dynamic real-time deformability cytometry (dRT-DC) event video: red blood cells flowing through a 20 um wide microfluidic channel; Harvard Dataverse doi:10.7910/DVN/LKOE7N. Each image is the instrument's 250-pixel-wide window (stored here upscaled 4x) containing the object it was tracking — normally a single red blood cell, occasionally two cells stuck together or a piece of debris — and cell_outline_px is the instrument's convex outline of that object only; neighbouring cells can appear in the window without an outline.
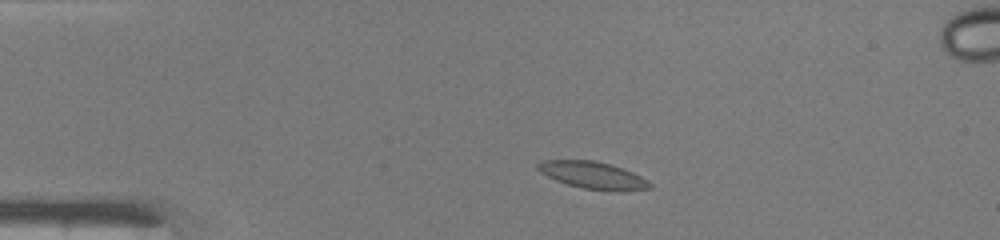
{"species": "common noctule bat (a hibernating species)", "species_latin": "Nyctalus noctula", "temperature_condition": "warm", "stored_images_in_passage": 47, "segment_of_instrument_passage": [1, 2], "camera_frame_rate_fps": 3000, "um_per_image_px": 0.085, "animal": {"sex": "male", "body_mass_g": 19.0, "forearm_length_mm": 50.8}, "frame": {"image": 1, "passage_image": 6, "time_ms": 1.667, "image_size_px": [1000, 240], "cell_outline_px": [[652, 188], [616, 192], [584, 188], [568, 184], [556, 180], [540, 172], [536, 168], [536, 164], [540, 160], [592, 160], [608, 164], [632, 172], [648, 180], [652, 184]], "centroid_in_image_um": [50.39, 14.9], "position_along_channel_um": 34.6, "area_um2": 17.63}}
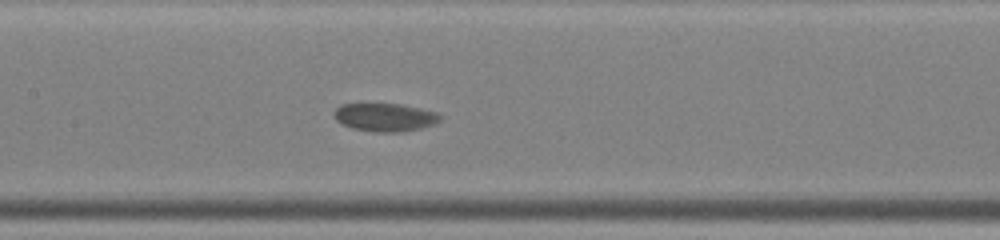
{"frame": {"image": 2, "passage_image": 20, "time_ms": 6.333, "image_size_px": [1000, 240], "cell_outline_px": [[440, 120], [432, 124], [420, 128], [400, 132], [376, 132], [352, 128], [336, 120], [332, 112], [340, 104], [400, 104], [420, 108], [436, 112], [440, 116]], "centroid_in_image_um": [32.68, 9.96], "position_along_channel_um": 174.7, "area_um2": 17.22}}
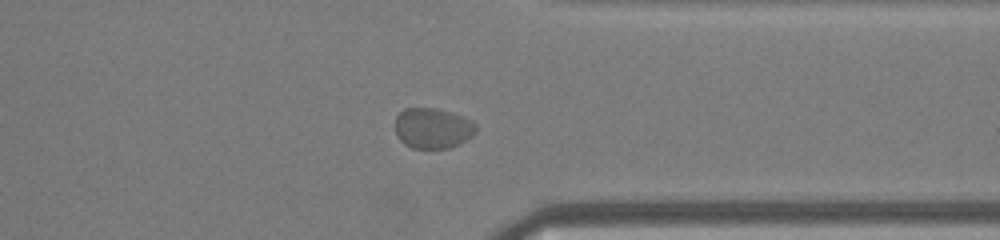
{"frame": {"image": 3, "passage_image": 35, "time_ms": 11.333, "image_size_px": [1000, 240], "cell_outline_px": [[476, 132], [472, 136], [452, 148], [412, 148], [404, 144], [396, 136], [396, 116], [404, 108], [436, 108], [472, 120], [476, 124]], "centroid_in_image_um": [36.77, 10.91], "position_along_channel_um": 374.6, "area_um2": 19.07}}